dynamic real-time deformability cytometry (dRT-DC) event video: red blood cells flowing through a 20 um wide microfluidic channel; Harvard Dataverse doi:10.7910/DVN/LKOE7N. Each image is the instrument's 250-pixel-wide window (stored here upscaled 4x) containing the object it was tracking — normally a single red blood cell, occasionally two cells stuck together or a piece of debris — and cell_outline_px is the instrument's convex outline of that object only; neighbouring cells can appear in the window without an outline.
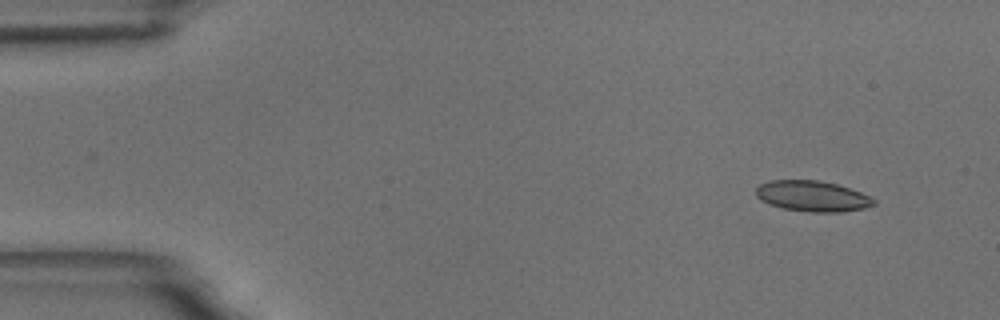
{"species": "common noctule bat (a hibernating species)", "species_latin": "Nyctalus noctula", "temperature_condition": "room temperature", "stored_images_in_passage": 5, "camera_frame_rate_fps": 3000, "um_per_image_px": 0.085, "animal": {"sex": "male", "body_mass_g": 18.8}, "frame": {"image": 1, "passage_image": 1, "time_ms": 0.0, "image_size_px": [1000, 320], "cell_outline_px": [[876, 204], [864, 208], [840, 212], [812, 212], [784, 208], [760, 200], [756, 196], [756, 188], [760, 184], [768, 180], [820, 180], [836, 184], [860, 192], [876, 200]], "centroid_in_image_um": [69.05, 16.66], "position_along_channel_um": 16.0, "area_um2": 20.92}}